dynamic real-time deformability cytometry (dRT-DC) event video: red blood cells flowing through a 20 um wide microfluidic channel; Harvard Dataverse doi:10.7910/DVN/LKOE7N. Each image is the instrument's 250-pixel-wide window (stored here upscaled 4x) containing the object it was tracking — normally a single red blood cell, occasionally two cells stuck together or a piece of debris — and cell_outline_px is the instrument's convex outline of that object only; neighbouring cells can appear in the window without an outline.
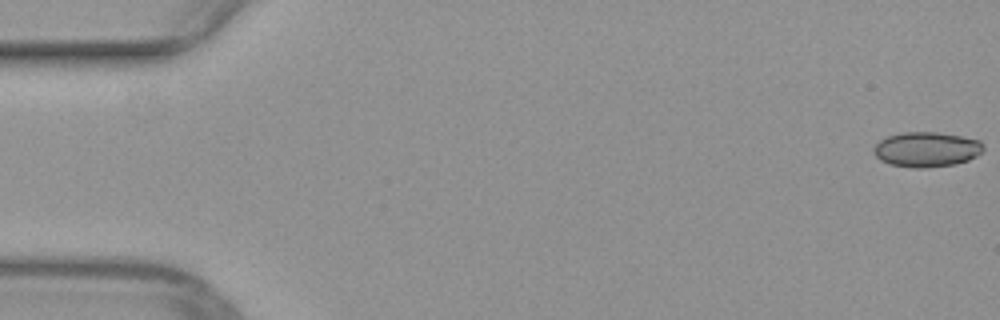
{"species": "common noctule bat (a hibernating species)", "species_latin": "Nyctalus noctula", "temperature_condition": "warm", "stored_images_in_passage": 51, "camera_frame_rate_fps": 3000, "um_per_image_px": 0.085, "animal": {"sex": "female", "body_mass_g": 29.2, "forearm_length_mm": 56.3}, "frame": {"image": 1, "passage_image": 1, "time_ms": 0.0, "image_size_px": [1000, 320], "cell_outline_px": [[984, 148], [976, 156], [968, 160], [956, 164], [924, 168], [912, 168], [888, 164], [880, 160], [872, 152], [872, 148], [880, 140], [888, 136], [904, 132], [936, 132], [960, 136], [980, 140], [984, 144]], "centroid_in_image_um": [78.73, 12.71], "position_along_channel_um": 6.3, "area_um2": 22.48}}
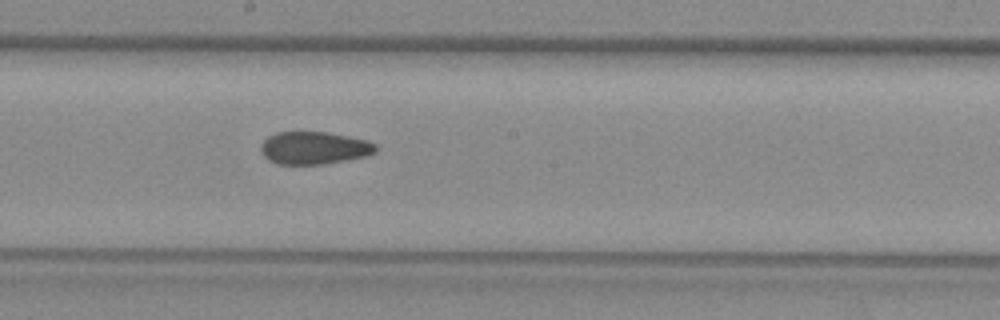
{"frame": {"image": 2, "passage_image": 28, "time_ms": 9.0, "image_size_px": [1000, 320], "cell_outline_px": [[376, 152], [368, 156], [324, 164], [276, 164], [268, 160], [264, 156], [260, 148], [260, 144], [268, 136], [276, 132], [324, 132], [348, 136], [368, 140], [376, 144]], "centroid_in_image_um": [26.7, 12.58], "position_along_channel_um": 221.5, "area_um2": 21.96}}
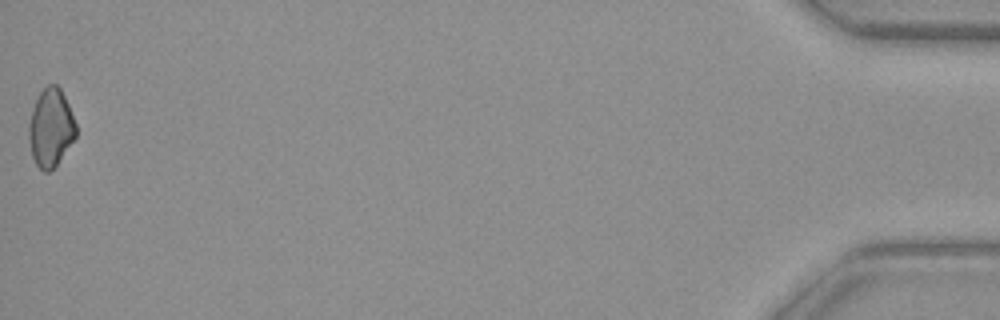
{"frame": {"image": 3, "passage_image": 51, "time_ms": 16.667, "image_size_px": [1000, 320], "cell_outline_px": [[76, 136], [56, 164], [48, 172], [44, 172], [36, 164], [32, 156], [28, 140], [28, 124], [32, 108], [40, 92], [48, 84], [56, 84], [60, 88], [68, 104], [76, 124]], "centroid_in_image_um": [4.29, 10.84], "position_along_channel_um": 430.9, "area_um2": 21.27}}